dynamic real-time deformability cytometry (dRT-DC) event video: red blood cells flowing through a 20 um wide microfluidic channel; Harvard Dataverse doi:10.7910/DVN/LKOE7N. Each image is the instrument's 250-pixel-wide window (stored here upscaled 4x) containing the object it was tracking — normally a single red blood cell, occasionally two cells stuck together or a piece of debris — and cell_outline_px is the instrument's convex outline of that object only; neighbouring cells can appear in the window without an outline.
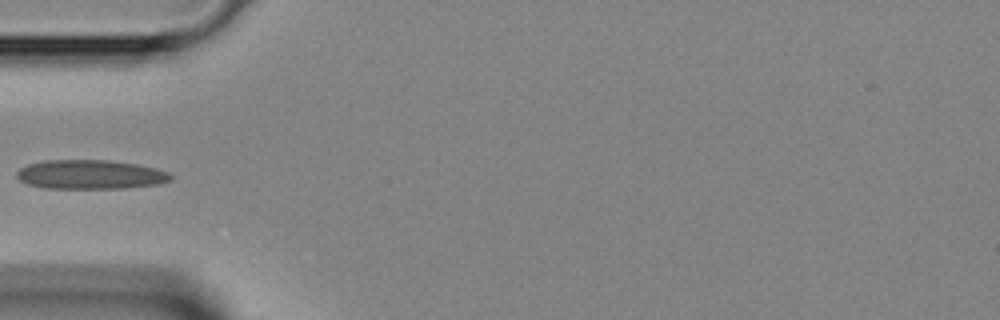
{"species": "Egyptian fruit bat (a non-hibernating species)", "species_latin": "Rousettus aegyptiacus", "temperature_condition": "room temperature", "stored_images_in_passage": 30, "camera_frame_rate_fps": 3000, "um_per_image_px": 0.085, "animal": {"sex": "female"}, "frame": {"image": 1, "passage_image": 1, "time_ms": 0.0, "image_size_px": [1000, 320], "cell_outline_px": [[172, 180], [156, 184], [124, 188], [44, 188], [28, 184], [20, 180], [16, 176], [16, 172], [20, 168], [28, 164], [44, 160], [108, 160], [136, 164], [156, 168], [168, 172], [172, 176]], "centroid_in_image_um": [7.66, 14.83], "position_along_channel_um": 77.3, "area_um2": 26.13}}
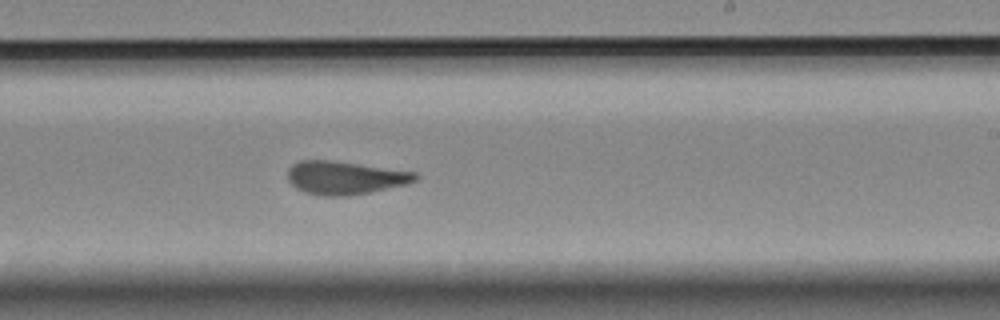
{"frame": {"image": 2, "passage_image": 13, "time_ms": 4.0, "image_size_px": [1000, 320], "cell_outline_px": [[420, 176], [416, 180], [404, 184], [368, 192], [344, 196], [324, 196], [304, 192], [296, 188], [288, 180], [288, 168], [292, 164], [300, 160], [336, 160], [416, 172]], "centroid_in_image_um": [29.29, 15.09], "position_along_channel_um": 259.7, "area_um2": 24.68}}
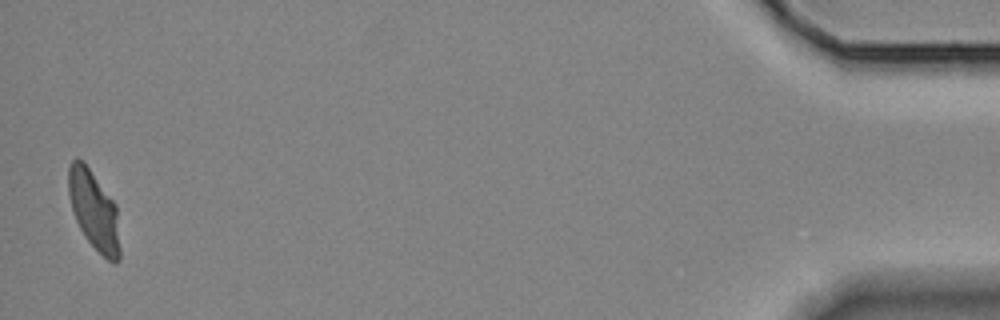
{"frame": {"image": 3, "passage_image": 30, "time_ms": 9.667, "image_size_px": [1000, 320], "cell_outline_px": [[120, 260], [116, 264], [112, 264], [84, 236], [76, 220], [68, 196], [68, 168], [72, 160], [76, 156], [84, 160], [116, 204], [120, 248]], "centroid_in_image_um": [7.98, 17.84], "position_along_channel_um": 427.2, "area_um2": 23.93}}